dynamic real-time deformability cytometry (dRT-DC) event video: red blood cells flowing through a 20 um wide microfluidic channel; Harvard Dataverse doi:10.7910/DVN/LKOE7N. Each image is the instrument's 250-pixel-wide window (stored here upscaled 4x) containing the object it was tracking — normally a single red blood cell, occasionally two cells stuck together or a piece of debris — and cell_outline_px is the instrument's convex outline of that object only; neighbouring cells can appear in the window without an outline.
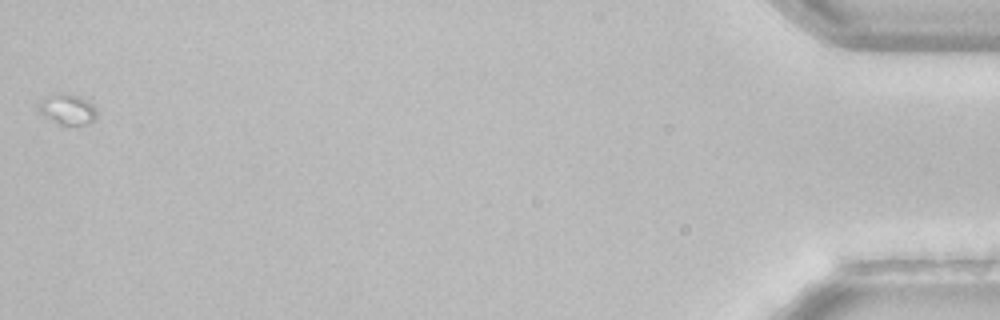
{"species": "common noctule bat (a hibernating species)", "species_latin": "Nyctalus noctula", "temperature_condition": "room temperature", "stored_images_in_passage": 38, "camera_frame_rate_fps": 3000, "um_per_image_px": 0.085, "animal": {"sex": "female", "body_mass_g": 22.7, "forearm_length_mm": 54.2}, "frame": {"image": 1, "passage_image": 38, "time_ms": 12.333, "image_size_px": [1000, 320], "cell_outline_px": [[96, 116], [92, 120], [84, 124], [60, 124], [44, 116], [36, 108], [36, 104], [40, 100], [64, 92], [68, 92], [92, 104], [96, 108]], "centroid_in_image_um": [5.69, 9.28], "position_along_channel_um": 429.5, "area_um2": 10.0}}